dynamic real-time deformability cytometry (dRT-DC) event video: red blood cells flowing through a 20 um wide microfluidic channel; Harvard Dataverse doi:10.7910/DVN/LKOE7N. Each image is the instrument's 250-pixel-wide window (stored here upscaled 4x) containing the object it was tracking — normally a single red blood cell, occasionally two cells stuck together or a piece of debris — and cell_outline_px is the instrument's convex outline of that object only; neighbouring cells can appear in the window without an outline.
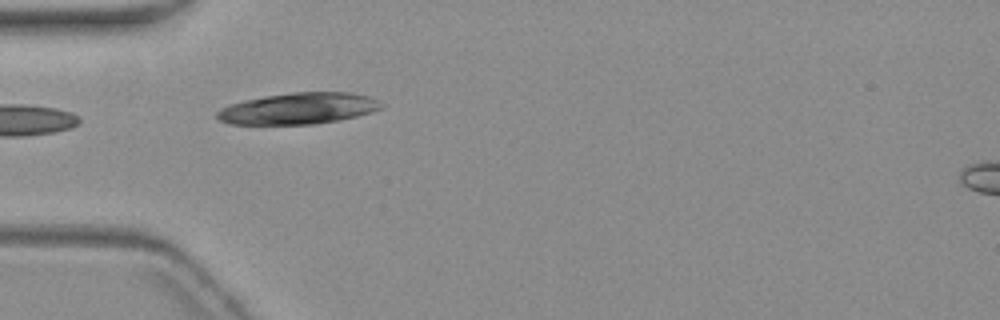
{"species": "common noctule bat (a hibernating species)", "species_latin": "Nyctalus noctula", "temperature_condition": "warm", "stored_images_in_passage": 5, "camera_frame_rate_fps": 3000, "um_per_image_px": 0.085, "animal": {"sex": "female", "body_mass_g": 19.3, "forearm_length_mm": 54.1}, "frame": {"image": 1, "passage_image": 3, "time_ms": 2.333, "image_size_px": [1000, 320], "cell_outline_px": [[384, 104], [380, 108], [372, 112], [356, 116], [336, 120], [312, 124], [228, 124], [220, 120], [216, 116], [216, 112], [220, 108], [244, 100], [264, 96], [292, 92], [348, 92], [368, 96]], "centroid_in_image_um": [25.34, 9.22], "position_along_channel_um": 59.7, "area_um2": 29.77}}